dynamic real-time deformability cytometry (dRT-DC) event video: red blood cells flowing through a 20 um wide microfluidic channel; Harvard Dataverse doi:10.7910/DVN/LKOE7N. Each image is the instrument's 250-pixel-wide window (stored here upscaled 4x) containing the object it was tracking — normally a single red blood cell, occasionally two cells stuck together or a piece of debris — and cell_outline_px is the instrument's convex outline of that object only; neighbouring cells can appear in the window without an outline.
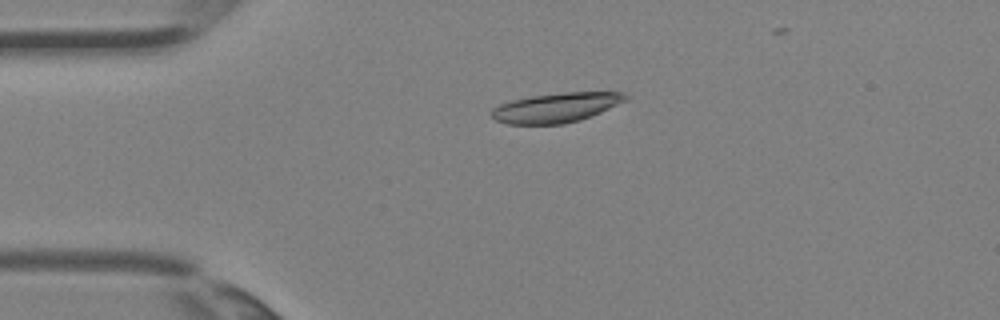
{"species": "Egyptian fruit bat (a non-hibernating species)", "species_latin": "Rousettus aegyptiacus", "temperature_condition": "room temperature", "stored_images_in_passage": 3, "camera_frame_rate_fps": 3000, "um_per_image_px": 0.085, "animal": {"sex": "female"}, "frame": {"image": 1, "passage_image": 1, "time_ms": 0.0, "image_size_px": [1000, 320], "cell_outline_px": [[628, 100], [600, 112], [580, 120], [564, 124], [508, 124], [496, 120], [492, 116], [492, 108], [500, 104], [512, 100], [532, 96], [564, 92], [624, 92], [628, 96]], "centroid_in_image_um": [47.29, 9.14], "position_along_channel_um": 37.7, "area_um2": 23.0}}